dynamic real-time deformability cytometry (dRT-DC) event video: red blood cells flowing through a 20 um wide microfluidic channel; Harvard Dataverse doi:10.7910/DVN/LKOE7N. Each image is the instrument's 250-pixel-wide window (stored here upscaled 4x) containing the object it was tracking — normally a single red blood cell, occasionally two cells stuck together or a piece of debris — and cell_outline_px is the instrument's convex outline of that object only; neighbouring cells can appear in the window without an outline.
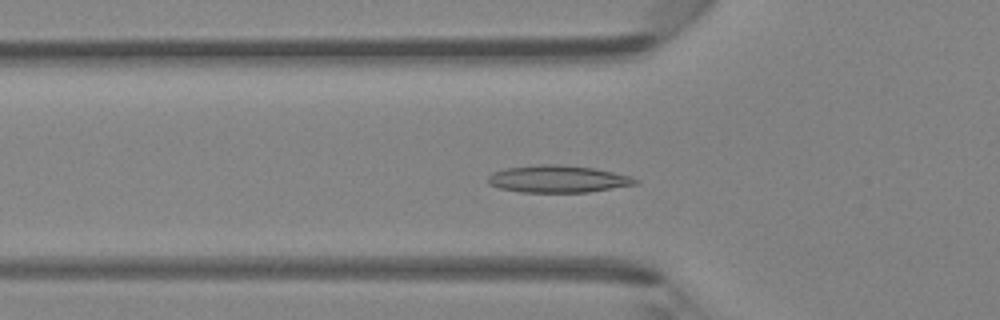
{"species": "Egyptian fruit bat (a non-hibernating species)", "species_latin": "Rousettus aegyptiacus", "temperature_condition": "room temperature", "stored_images_in_passage": 46, "camera_frame_rate_fps": 3000, "um_per_image_px": 0.085, "animal": {"sex": "female"}, "frame": {"image": 1, "passage_image": 16, "time_ms": 5.0, "image_size_px": [1000, 320], "cell_outline_px": [[640, 180], [636, 184], [588, 192], [520, 192], [500, 188], [488, 184], [488, 176], [492, 172], [508, 168], [540, 164], [560, 164], [596, 168], [628, 176]], "centroid_in_image_um": [47.4, 15.21], "position_along_channel_um": 78.4, "area_um2": 23.24}}
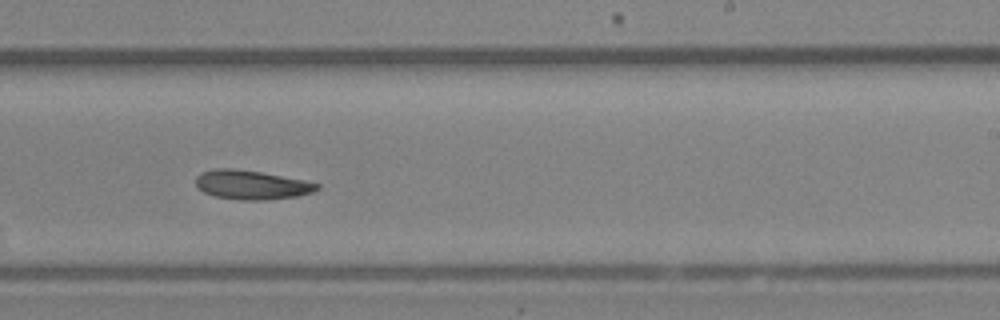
{"frame": {"image": 2, "passage_image": 29, "time_ms": 9.333, "image_size_px": [1000, 320], "cell_outline_px": [[320, 188], [312, 192], [296, 196], [264, 200], [244, 200], [216, 196], [204, 192], [196, 184], [196, 176], [200, 172], [212, 168], [232, 168], [260, 172], [304, 180], [320, 184]], "centroid_in_image_um": [21.37, 15.7], "position_along_channel_um": 267.6, "area_um2": 20.4}}
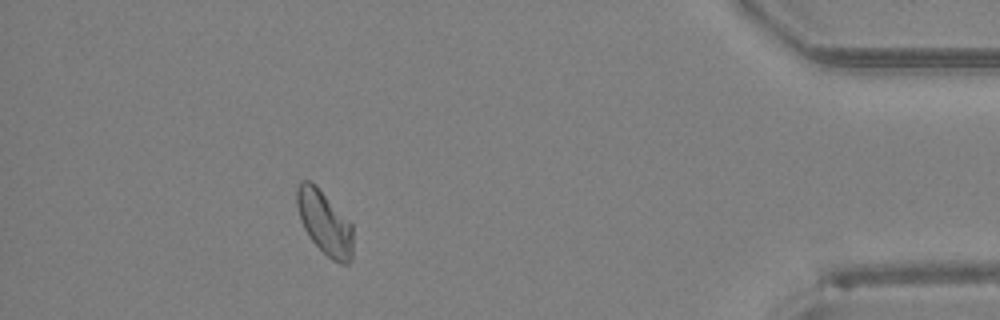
{"frame": {"image": 3, "passage_image": 42, "time_ms": 13.667, "image_size_px": [1000, 320], "cell_outline_px": [[352, 260], [348, 264], [344, 264], [332, 260], [312, 240], [304, 228], [300, 220], [296, 204], [296, 188], [300, 180], [308, 180], [316, 184], [352, 224]], "centroid_in_image_um": [27.58, 18.89], "position_along_channel_um": 407.6, "area_um2": 20.87}}